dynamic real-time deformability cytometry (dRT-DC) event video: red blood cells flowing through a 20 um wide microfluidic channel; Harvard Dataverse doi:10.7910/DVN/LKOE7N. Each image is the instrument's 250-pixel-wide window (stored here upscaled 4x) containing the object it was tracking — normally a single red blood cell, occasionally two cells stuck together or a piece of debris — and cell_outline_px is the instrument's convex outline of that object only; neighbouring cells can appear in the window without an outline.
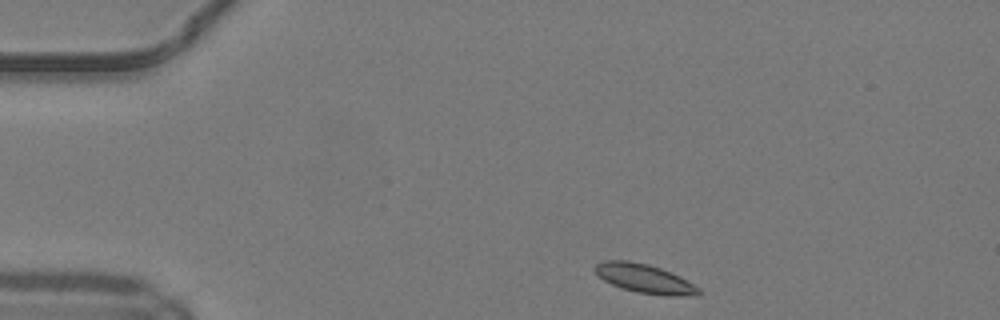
{"species": "common noctule bat (a hibernating species)", "species_latin": "Nyctalus noctula", "temperature_condition": "warm", "stored_images_in_passage": 41, "camera_frame_rate_fps": 3000, "um_per_image_px": 0.085, "animal": {"sex": "male", "body_mass_g": 19.2, "forearm_length_mm": 51.8}, "frame": {"image": 1, "passage_image": 1, "time_ms": 0.0, "image_size_px": [1000, 320], "cell_outline_px": [[700, 296], [664, 296], [636, 292], [612, 284], [604, 280], [596, 272], [596, 264], [604, 260], [628, 260], [648, 264], [660, 268], [700, 288]], "centroid_in_image_um": [54.8, 23.69], "position_along_channel_um": 30.2, "area_um2": 17.17}}
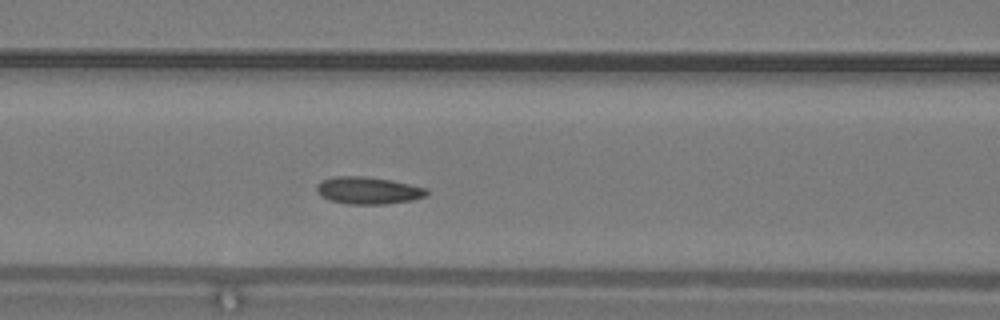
{"frame": {"image": 2, "passage_image": 13, "time_ms": 4.0, "image_size_px": [1000, 320], "cell_outline_px": [[428, 196], [412, 200], [384, 204], [348, 204], [328, 200], [320, 196], [316, 192], [316, 184], [320, 180], [336, 176], [364, 176], [392, 180], [428, 188]], "centroid_in_image_um": [31.27, 16.19], "position_along_channel_um": 135.3, "area_um2": 17.74}}
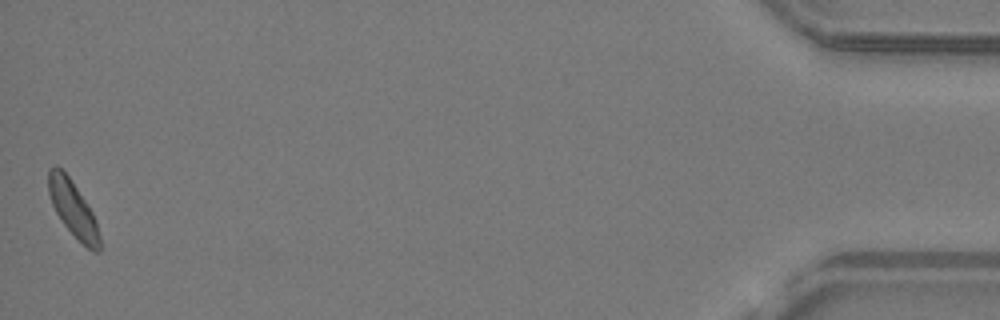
{"frame": {"image": 3, "passage_image": 41, "time_ms": 13.333, "image_size_px": [1000, 320], "cell_outline_px": [[100, 252], [92, 252], [64, 224], [56, 212], [52, 204], [48, 192], [48, 168], [56, 164], [68, 176], [88, 204], [96, 220], [100, 236]], "centroid_in_image_um": [6.21, 17.73], "position_along_channel_um": 429.0, "area_um2": 16.42}, "authors_computed_cell_mechanics": {"area_um2": 16.7042, "velocity_mm_per_s": 4.1766, "shape_relaxation_time_tau1_ms": 3.4105, "shape_relaxation_time_tau2_ms": null, "deformation_change_tau1": 0.0833, "deformation_change_tau2": null}}